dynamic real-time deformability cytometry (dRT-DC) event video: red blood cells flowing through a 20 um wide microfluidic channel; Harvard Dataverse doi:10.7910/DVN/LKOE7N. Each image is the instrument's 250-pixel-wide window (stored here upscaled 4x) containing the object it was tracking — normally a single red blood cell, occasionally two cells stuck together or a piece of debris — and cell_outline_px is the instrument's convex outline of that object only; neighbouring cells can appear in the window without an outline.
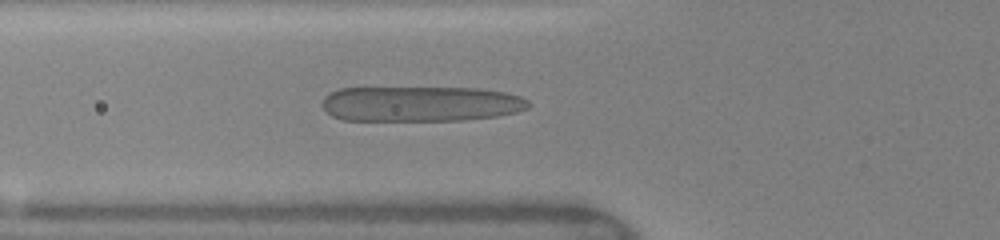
{"species": "human", "species_latin": "Homo sapiens", "temperature_condition": "warm", "stored_images_in_passage": 48, "camera_frame_rate_fps": 3000, "um_per_image_px": 0.085, "donor": {"sex": "female"}, "frame": {"image": 1, "passage_image": 18, "time_ms": 5.667, "image_size_px": [1000, 240], "cell_outline_px": [[532, 104], [528, 108], [516, 112], [496, 116], [464, 120], [344, 120], [332, 116], [320, 104], [324, 96], [340, 88], [476, 88], [504, 92], [520, 96], [528, 100]], "centroid_in_image_um": [35.76, 8.82], "position_along_channel_um": 90.0, "area_um2": 42.48}}
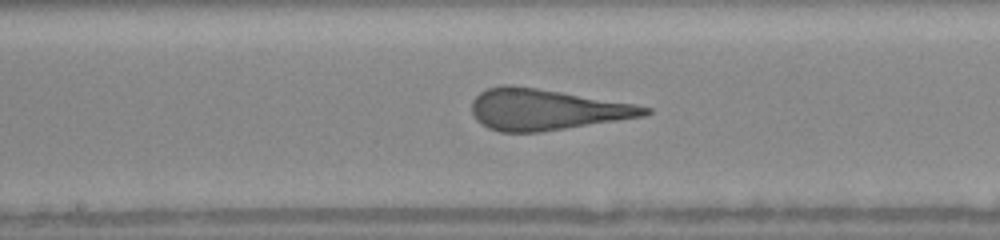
{"frame": {"image": 2, "passage_image": 26, "time_ms": 8.333, "image_size_px": [1000, 240], "cell_outline_px": [[652, 112], [644, 116], [540, 132], [500, 132], [488, 128], [476, 120], [472, 112], [472, 100], [480, 92], [488, 88], [500, 84], [512, 84], [632, 104], [652, 108]], "centroid_in_image_um": [46.36, 9.31], "position_along_channel_um": 201.8, "area_um2": 40.98}}
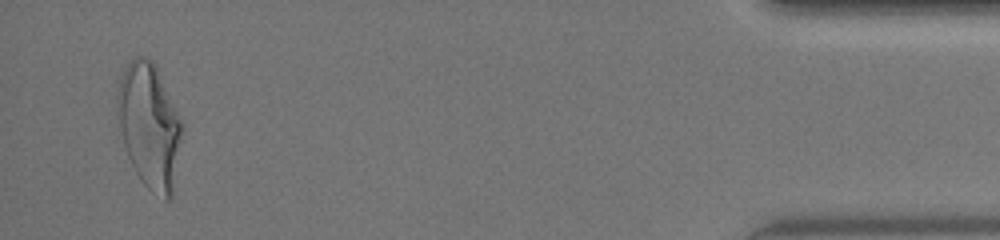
{"frame": {"image": 3, "passage_image": 47, "time_ms": 15.333, "image_size_px": [1000, 240], "cell_outline_px": [[184, 124], [172, 196], [168, 200], [164, 200], [152, 192], [140, 180], [128, 156], [124, 144], [116, 112], [116, 96], [120, 80], [124, 68], [132, 56], [140, 56], [152, 60], [156, 64], [184, 120]], "centroid_in_image_um": [12.73, 10.64], "position_along_channel_um": 422.5, "area_um2": 47.86}}